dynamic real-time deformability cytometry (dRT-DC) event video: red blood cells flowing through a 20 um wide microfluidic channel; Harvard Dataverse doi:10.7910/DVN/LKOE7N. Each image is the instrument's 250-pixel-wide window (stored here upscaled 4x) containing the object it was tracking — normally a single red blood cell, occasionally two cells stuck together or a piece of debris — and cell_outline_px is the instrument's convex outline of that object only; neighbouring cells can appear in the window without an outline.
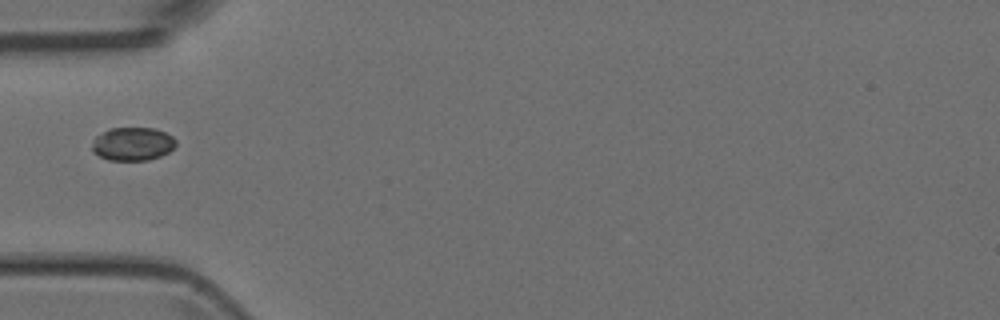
{"species": "Egyptian fruit bat (a non-hibernating species)", "species_latin": "Rousettus aegyptiacus", "temperature_condition": "room temperature", "stored_images_in_passage": 1, "camera_frame_rate_fps": 3000, "um_per_image_px": 0.085, "animal": {"sex": "female"}, "frame": {"image": 1, "passage_image": 1, "time_ms": 0.0, "image_size_px": [1000, 320], "cell_outline_px": [[176, 144], [168, 152], [160, 156], [148, 160], [108, 160], [92, 152], [92, 140], [96, 136], [112, 128], [156, 128], [172, 136], [176, 140]], "centroid_in_image_um": [11.26, 12.23], "position_along_channel_um": 73.7, "area_um2": 16.24}}